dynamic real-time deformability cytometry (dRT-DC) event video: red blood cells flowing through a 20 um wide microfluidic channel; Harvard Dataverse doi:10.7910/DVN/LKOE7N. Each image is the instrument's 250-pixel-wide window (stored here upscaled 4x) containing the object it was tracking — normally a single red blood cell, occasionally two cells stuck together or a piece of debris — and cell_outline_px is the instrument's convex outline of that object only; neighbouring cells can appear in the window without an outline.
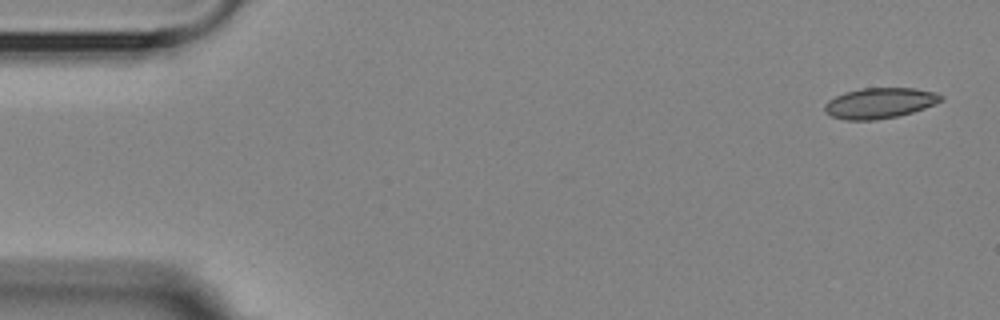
{"species": "Egyptian fruit bat (a non-hibernating species)", "species_latin": "Rousettus aegyptiacus", "temperature_condition": "room temperature", "stored_images_in_passage": 5, "segment_of_instrument_passage": [1, 2], "camera_frame_rate_fps": 3000, "um_per_image_px": 0.085, "animal": {"sex": "female"}, "frame": {"image": 1, "passage_image": 1, "time_ms": 0.0, "image_size_px": [1000, 320], "cell_outline_px": [[944, 100], [936, 104], [912, 112], [896, 116], [876, 120], [848, 120], [832, 116], [824, 112], [824, 104], [828, 100], [844, 92], [860, 88], [916, 88], [936, 92], [944, 96]], "centroid_in_image_um": [74.79, 8.75], "position_along_channel_um": 10.2, "area_um2": 20.87}}